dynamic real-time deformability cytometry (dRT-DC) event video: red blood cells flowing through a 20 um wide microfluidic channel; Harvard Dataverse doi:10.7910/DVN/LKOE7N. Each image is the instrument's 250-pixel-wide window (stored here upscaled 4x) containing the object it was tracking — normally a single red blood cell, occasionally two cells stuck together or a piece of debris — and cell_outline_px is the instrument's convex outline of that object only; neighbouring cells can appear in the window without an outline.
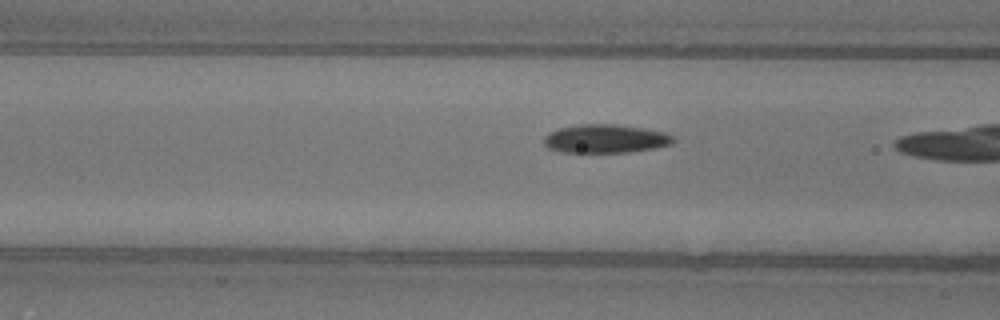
{"species": "common noctule bat (a hibernating species)", "species_latin": "Nyctalus noctula", "temperature_condition": "warm", "stored_images_in_passage": 14, "camera_frame_rate_fps": 3000, "um_per_image_px": 0.085, "animal": {"sex": "female"}, "frame": {"image": 1, "passage_image": 12, "time_ms": 3.667, "image_size_px": [1000, 320], "cell_outline_px": [[676, 140], [672, 144], [652, 148], [628, 152], [564, 152], [548, 148], [544, 144], [544, 136], [548, 132], [560, 128], [576, 124], [616, 124], [664, 132], [672, 136]], "centroid_in_image_um": [51.43, 11.78], "position_along_channel_um": 115.2, "area_um2": 21.39}}